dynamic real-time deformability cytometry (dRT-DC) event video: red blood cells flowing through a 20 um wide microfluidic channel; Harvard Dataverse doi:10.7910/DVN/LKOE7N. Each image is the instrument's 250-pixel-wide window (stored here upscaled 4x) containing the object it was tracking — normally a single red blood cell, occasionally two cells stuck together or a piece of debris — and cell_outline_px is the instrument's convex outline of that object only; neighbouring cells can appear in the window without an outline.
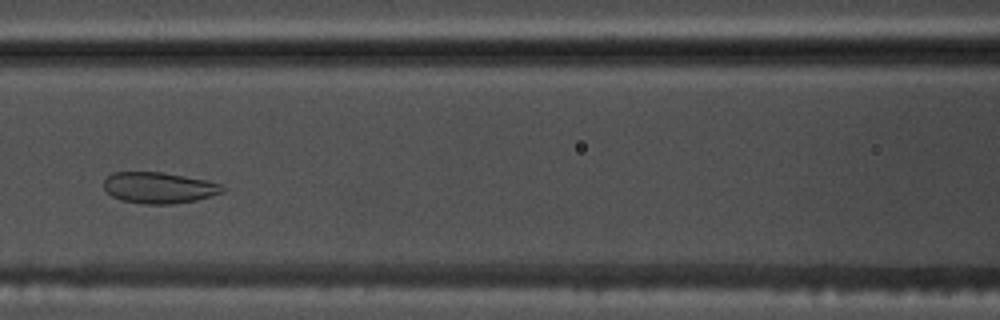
{"species": "common noctule bat (a hibernating species)", "species_latin": "Nyctalus noctula", "temperature_condition": "warm", "stored_images_in_passage": 49, "camera_frame_rate_fps": 3000, "um_per_image_px": 0.085, "animal": {"sex": "male", "body_mass_g": 17.5, "forearm_length_mm": 52.3}, "frame": {"image": 1, "passage_image": 19, "time_ms": 6.0, "image_size_px": [1000, 320], "cell_outline_px": [[224, 192], [196, 200], [172, 204], [144, 204], [124, 200], [112, 196], [104, 192], [104, 180], [112, 172], [160, 172], [208, 180], [220, 184], [224, 188]], "centroid_in_image_um": [13.49, 15.95], "position_along_channel_um": 153.1, "area_um2": 21.5}}
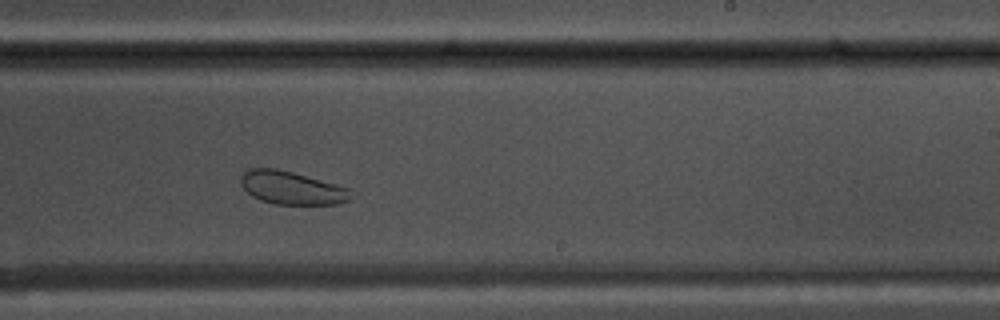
{"frame": {"image": 2, "passage_image": 28, "time_ms": 9.0, "image_size_px": [1000, 320], "cell_outline_px": [[356, 196], [352, 200], [336, 204], [276, 204], [260, 200], [252, 196], [240, 184], [240, 176], [248, 168], [276, 168], [292, 172], [348, 188]], "centroid_in_image_um": [24.8, 15.97], "position_along_channel_um": 264.2, "area_um2": 21.27}}
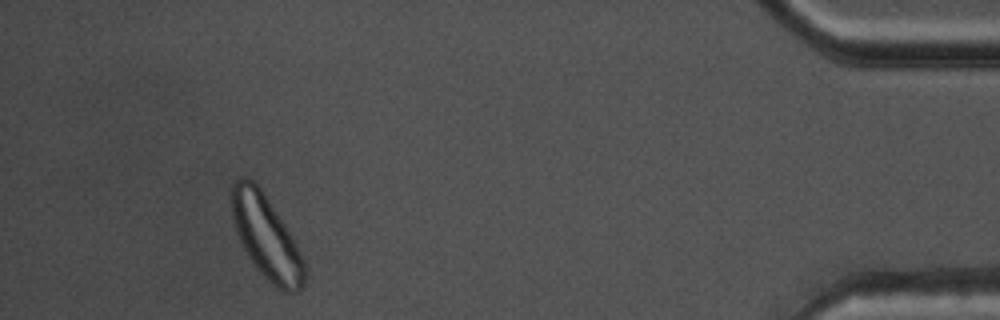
{"frame": {"image": 3, "passage_image": 45, "time_ms": 14.667, "image_size_px": [1000, 320], "cell_outline_px": [[304, 284], [296, 292], [284, 292], [272, 284], [256, 268], [240, 244], [232, 220], [228, 192], [232, 180], [240, 176], [248, 176], [260, 188], [292, 236], [304, 264]], "centroid_in_image_um": [22.53, 20.07], "position_along_channel_um": 412.7, "area_um2": 35.49}, "authors_computed_cell_mechanics": {"area_um2": 29.2468, "velocity_mm_per_s": 3.7193, "shape_relaxation_time_tau1_ms": 6.9826, "shape_relaxation_time_tau2_ms": null, "deformation_change_tau1": 0.1247, "deformation_change_tau2": null}}